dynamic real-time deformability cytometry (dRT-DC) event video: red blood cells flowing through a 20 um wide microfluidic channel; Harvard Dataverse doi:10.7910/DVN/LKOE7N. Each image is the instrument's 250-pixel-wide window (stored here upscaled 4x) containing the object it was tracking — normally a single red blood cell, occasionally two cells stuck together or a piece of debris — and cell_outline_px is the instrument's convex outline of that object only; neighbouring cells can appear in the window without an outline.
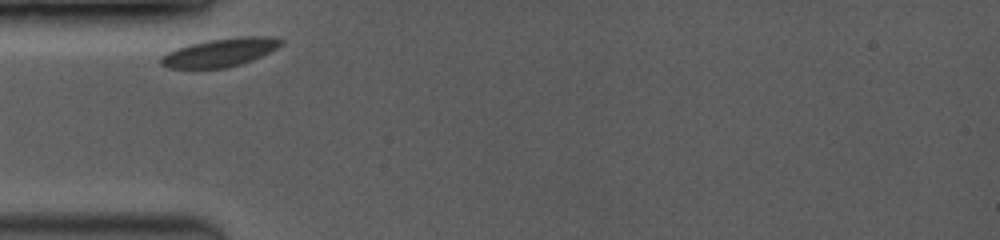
{"species": "common noctule bat (a hibernating species)", "species_latin": "Nyctalus noctula", "temperature_condition": "room temperature", "stored_images_in_passage": 1, "camera_frame_rate_fps": 3500, "um_per_image_px": 0.085, "animal": {"sex": "female", "body_mass_g": 19.0, "forearm_length_mm": 53.3}, "frame": {"image": 1, "passage_image": 1, "time_ms": 0.0, "image_size_px": [1000, 240], "cell_outline_px": [[284, 44], [252, 60], [228, 68], [168, 68], [160, 64], [160, 56], [176, 48], [188, 44], [208, 40], [236, 36], [268, 36], [284, 40]], "centroid_in_image_um": [18.69, 4.45], "position_along_channel_um": 66.3, "area_um2": 19.94}}